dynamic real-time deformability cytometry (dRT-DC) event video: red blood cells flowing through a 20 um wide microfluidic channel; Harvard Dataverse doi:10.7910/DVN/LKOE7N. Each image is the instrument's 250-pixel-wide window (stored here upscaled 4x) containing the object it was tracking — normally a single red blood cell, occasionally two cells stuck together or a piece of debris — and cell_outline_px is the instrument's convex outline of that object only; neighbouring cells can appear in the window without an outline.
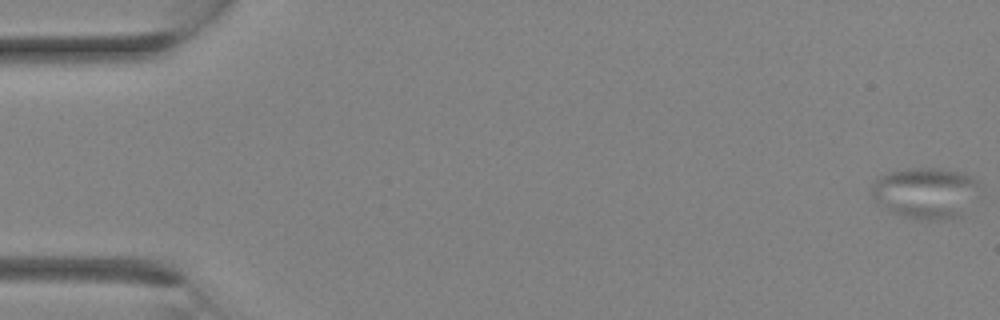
{"species": "Egyptian fruit bat (a non-hibernating species)", "species_latin": "Rousettus aegyptiacus", "temperature_condition": "room temperature", "stored_images_in_passage": 17, "camera_frame_rate_fps": 3000, "um_per_image_px": 0.085, "animal": {"sex": "female"}, "frame": {"image": 1, "passage_image": 1, "time_ms": 0.0, "image_size_px": [1000, 320], "cell_outline_px": [[980, 184], [960, 216], [944, 220], [920, 220], [904, 216], [892, 212], [872, 200], [872, 188], [876, 180], [880, 176], [888, 172], [912, 168], [940, 168], [964, 172], [976, 180]], "centroid_in_image_um": [78.63, 16.39], "position_along_channel_um": 6.4, "area_um2": 31.79}}
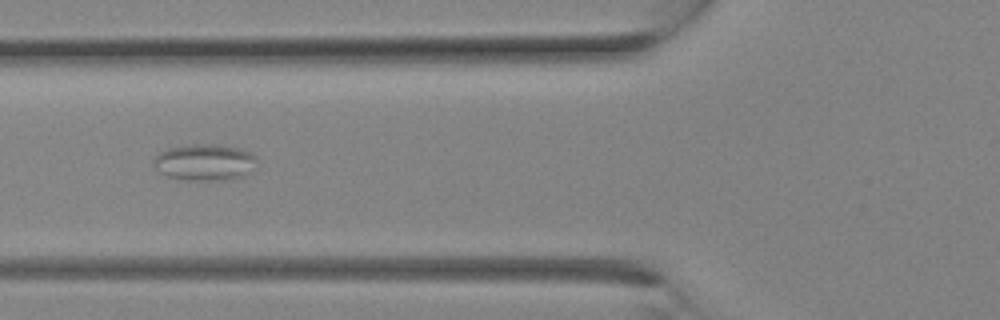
{"frame": {"image": 2, "passage_image": 12, "time_ms": 3.667, "image_size_px": [1000, 320], "cell_outline_px": [[260, 160], [256, 172], [236, 180], [188, 180], [168, 176], [160, 172], [152, 164], [152, 160], [160, 152], [168, 148], [192, 144], [216, 144], [240, 148], [252, 152]], "centroid_in_image_um": [17.54, 13.81], "position_along_channel_um": 108.3, "area_um2": 22.83}}
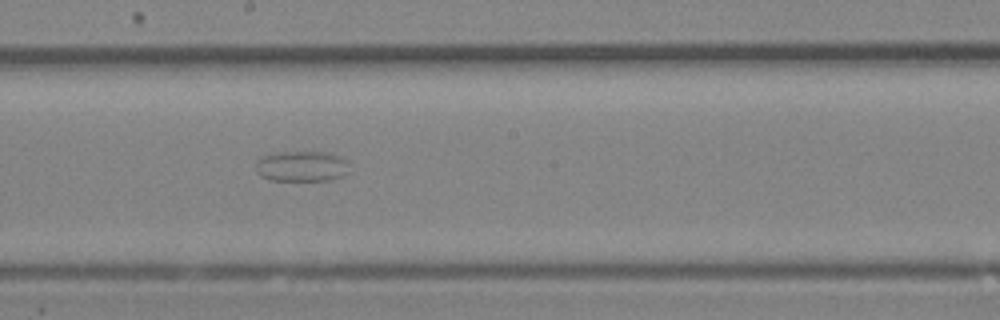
{"frame": {"image": 3, "passage_image": 17, "time_ms": 5.333, "image_size_px": [1000, 320], "cell_outline_px": [[344, 172], [340, 176], [328, 180], [268, 180], [260, 176], [256, 172], [256, 160], [264, 156], [284, 152], [328, 152], [340, 156], [344, 160]], "centroid_in_image_um": [25.54, 14.13], "position_along_channel_um": 222.7, "area_um2": 16.18}}